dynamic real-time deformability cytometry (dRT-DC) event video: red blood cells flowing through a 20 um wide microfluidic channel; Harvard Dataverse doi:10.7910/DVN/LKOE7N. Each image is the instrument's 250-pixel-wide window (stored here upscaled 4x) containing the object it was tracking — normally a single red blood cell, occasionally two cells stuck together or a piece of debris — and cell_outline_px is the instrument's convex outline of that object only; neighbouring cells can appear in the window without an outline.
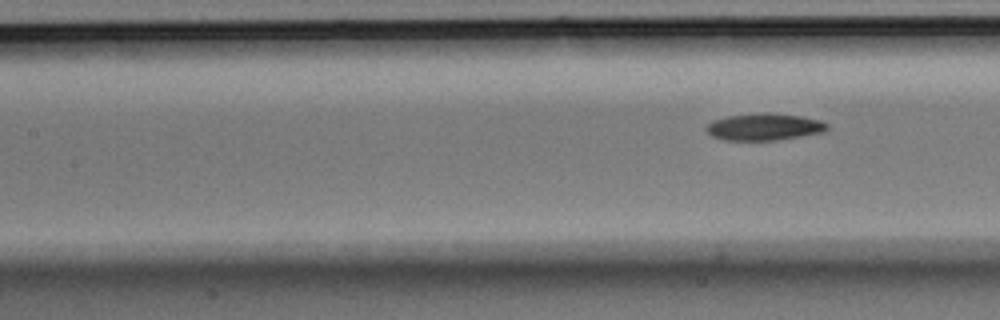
{"species": "Egyptian fruit bat (a non-hibernating species)", "species_latin": "Rousettus aegyptiacus", "temperature_condition": "room temperature", "stored_images_in_passage": 7, "segment_of_instrument_passage": [2, 2], "camera_frame_rate_fps": 3000, "um_per_image_px": 0.085, "animal": {"sex": "male"}, "frame": {"image": 1, "passage_image": 7, "time_ms": 2.0, "image_size_px": [1000, 320], "cell_outline_px": [[828, 128], [824, 132], [776, 140], [724, 140], [712, 136], [704, 128], [712, 120], [728, 116], [760, 112], [772, 112], [800, 116], [820, 120], [828, 124]], "centroid_in_image_um": [64.95, 10.77], "position_along_channel_um": 142.5, "area_um2": 19.07}}